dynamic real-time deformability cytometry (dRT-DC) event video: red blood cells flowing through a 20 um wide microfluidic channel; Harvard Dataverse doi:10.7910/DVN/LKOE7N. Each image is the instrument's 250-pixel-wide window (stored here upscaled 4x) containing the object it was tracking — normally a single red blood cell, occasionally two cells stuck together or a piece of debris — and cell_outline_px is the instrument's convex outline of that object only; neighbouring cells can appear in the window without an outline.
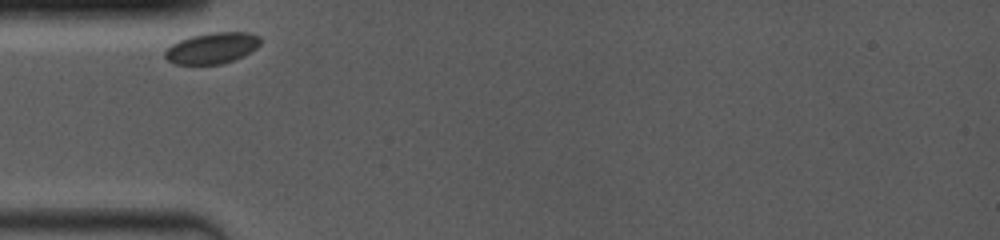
{"species": "common noctule bat (a hibernating species)", "species_latin": "Nyctalus noctula", "temperature_condition": "room temperature", "stored_images_in_passage": 37, "camera_frame_rate_fps": 4000, "um_per_image_px": 0.085, "animal": {"sex": "female", "body_mass_g": 19.0, "forearm_length_mm": 53.3}, "frame": {"image": 1, "passage_image": 1, "time_ms": 0.0, "image_size_px": [1000, 240], "cell_outline_px": [[260, 44], [256, 48], [244, 56], [220, 64], [176, 64], [168, 60], [164, 56], [164, 52], [172, 44], [180, 40], [192, 36], [212, 32], [248, 32], [260, 36]], "centroid_in_image_um": [18.04, 4.08], "position_along_channel_um": 67.0, "area_um2": 17.17}}
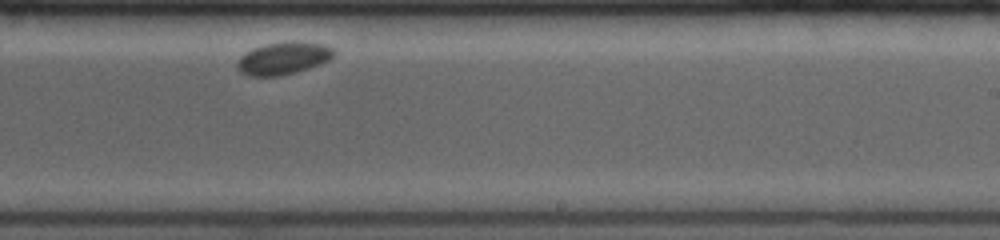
{"frame": {"image": 2, "passage_image": 22, "time_ms": 5.75, "image_size_px": [1000, 240], "cell_outline_px": [[336, 52], [328, 60], [320, 64], [296, 72], [280, 76], [248, 76], [240, 72], [236, 68], [236, 64], [240, 56], [244, 52], [252, 48], [264, 44], [292, 40], [296, 40], [324, 44], [332, 48]], "centroid_in_image_um": [24.05, 4.94], "position_along_channel_um": 265.0, "area_um2": 18.61}}
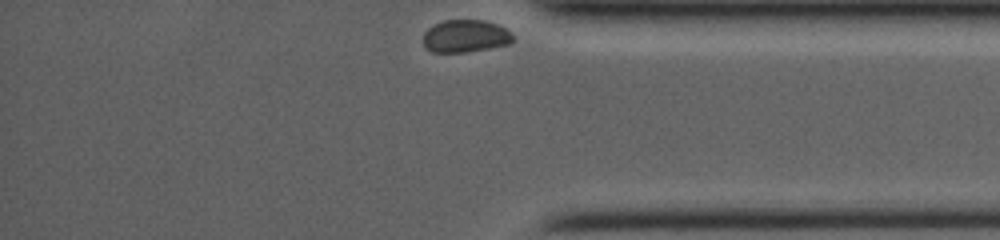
{"frame": {"image": 3, "passage_image": 37, "time_ms": 9.5, "image_size_px": [1000, 240], "cell_outline_px": [[512, 40], [508, 44], [488, 48], [464, 52], [432, 52], [424, 44], [424, 32], [428, 28], [444, 20], [484, 20], [496, 24], [512, 32]], "centroid_in_image_um": [39.56, 3.06], "position_along_channel_um": 395.6, "area_um2": 16.76}}